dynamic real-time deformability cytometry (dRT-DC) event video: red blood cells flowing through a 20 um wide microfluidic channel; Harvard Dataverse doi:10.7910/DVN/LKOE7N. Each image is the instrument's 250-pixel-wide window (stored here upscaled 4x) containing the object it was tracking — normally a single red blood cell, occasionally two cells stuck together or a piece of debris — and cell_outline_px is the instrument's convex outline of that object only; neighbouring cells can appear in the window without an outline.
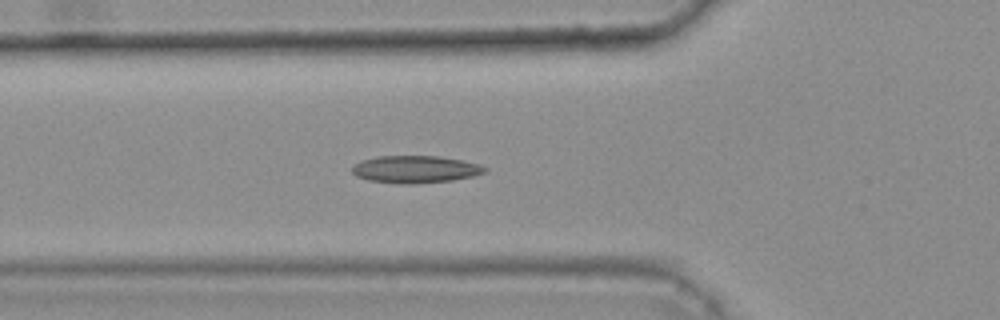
{"species": "common noctule bat (a hibernating species)", "species_latin": "Nyctalus noctula", "temperature_condition": "warm", "stored_images_in_passage": 37, "camera_frame_rate_fps": 3000, "um_per_image_px": 0.085, "animal": {"sex": "female", "body_mass_g": 25.1}, "frame": {"image": 1, "passage_image": 11, "time_ms": 3.333, "image_size_px": [1000, 320], "cell_outline_px": [[488, 172], [472, 176], [452, 180], [416, 184], [400, 184], [368, 180], [356, 176], [352, 172], [352, 168], [360, 160], [380, 156], [436, 156], [460, 160], [480, 164], [488, 168]], "centroid_in_image_um": [35.31, 14.4], "position_along_channel_um": 90.5, "area_um2": 21.15}, "authors_computed_cell_mechanics": {"area_um2": 19.9988, "velocity_mm_per_s": 3.8178, "shape_relaxation_time_tau1_ms": null, "shape_relaxation_time_tau2_ms": 3.9441, "deformation_change_tau1": null, "deformation_change_tau2": 0.1207}}